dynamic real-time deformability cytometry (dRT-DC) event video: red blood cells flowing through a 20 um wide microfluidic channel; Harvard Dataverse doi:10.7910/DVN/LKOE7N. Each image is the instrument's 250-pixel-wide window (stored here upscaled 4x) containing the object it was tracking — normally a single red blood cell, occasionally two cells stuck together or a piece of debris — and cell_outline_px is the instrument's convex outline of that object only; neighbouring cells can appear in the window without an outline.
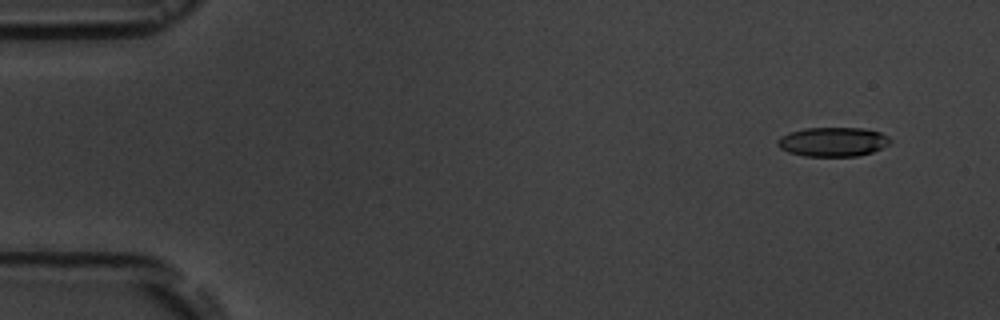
{"species": "common noctule bat (a hibernating species)", "species_latin": "Nyctalus noctula", "temperature_condition": "room temperature", "stored_images_in_passage": 7, "camera_frame_rate_fps": 3000, "um_per_image_px": 0.085, "animal": {"sex": "male", "body_mass_g": 19.5, "forearm_length_mm": 54.6}, "frame": {"image": 1, "passage_image": 1, "time_ms": 0.0, "image_size_px": [1000, 320], "cell_outline_px": [[892, 140], [888, 144], [872, 152], [856, 156], [804, 156], [788, 152], [780, 148], [776, 144], [776, 140], [780, 136], [788, 132], [804, 128], [864, 128], [880, 132], [888, 136]], "centroid_in_image_um": [70.75, 12.05], "position_along_channel_um": 14.2, "area_um2": 19.31}}
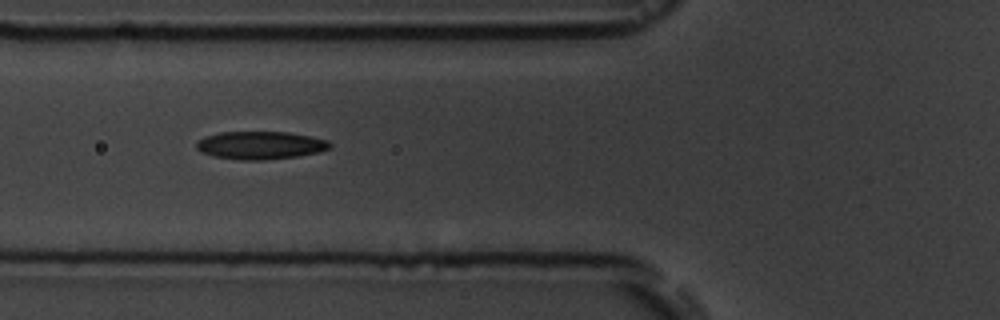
{"frame": {"image": 2, "passage_image": 6, "time_ms": 5.667, "image_size_px": [1000, 320], "cell_outline_px": [[332, 148], [320, 152], [296, 156], [260, 160], [240, 160], [212, 156], [200, 152], [196, 148], [196, 144], [204, 136], [220, 132], [288, 132], [328, 140], [332, 144]], "centroid_in_image_um": [22.13, 12.35], "position_along_channel_um": 103.7, "area_um2": 21.73}}
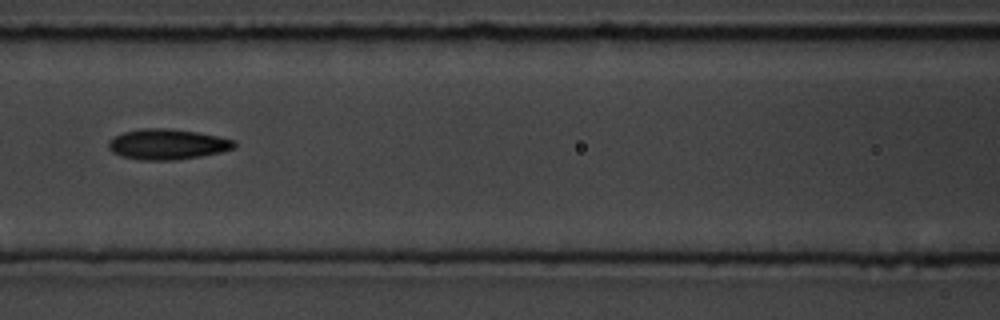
{"frame": {"image": 3, "passage_image": 7, "time_ms": 7.0, "image_size_px": [1000, 320], "cell_outline_px": [[236, 144], [232, 148], [220, 152], [200, 156], [172, 160], [140, 160], [120, 156], [112, 152], [108, 148], [108, 140], [112, 136], [124, 132], [140, 128], [168, 128], [196, 132], [236, 140]], "centroid_in_image_um": [14.16, 12.26], "position_along_channel_um": 152.4, "area_um2": 22.37}}